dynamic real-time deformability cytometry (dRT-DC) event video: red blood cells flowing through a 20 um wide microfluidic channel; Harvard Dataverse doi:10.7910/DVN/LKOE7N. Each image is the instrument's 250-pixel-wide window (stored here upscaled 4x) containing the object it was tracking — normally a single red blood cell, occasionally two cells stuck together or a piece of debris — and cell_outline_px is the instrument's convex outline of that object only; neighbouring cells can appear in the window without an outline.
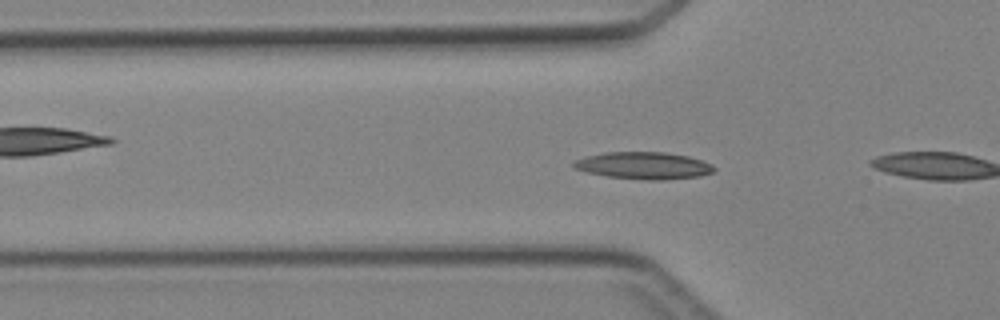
{"species": "Egyptian fruit bat (a non-hibernating species)", "species_latin": "Rousettus aegyptiacus", "temperature_condition": "cold", "stored_images_in_passage": 47, "camera_frame_rate_fps": 3000, "um_per_image_px": 0.085, "animal": {"sex": "female"}, "frame": {"image": 1, "passage_image": 15, "time_ms": 4.667, "image_size_px": [1000, 320], "cell_outline_px": [[716, 168], [712, 172], [700, 176], [664, 180], [648, 180], [608, 176], [588, 172], [572, 168], [572, 164], [576, 160], [588, 156], [604, 152], [664, 152], [688, 156], [712, 164]], "centroid_in_image_um": [54.72, 14.07], "position_along_channel_um": 71.1, "area_um2": 22.02}}
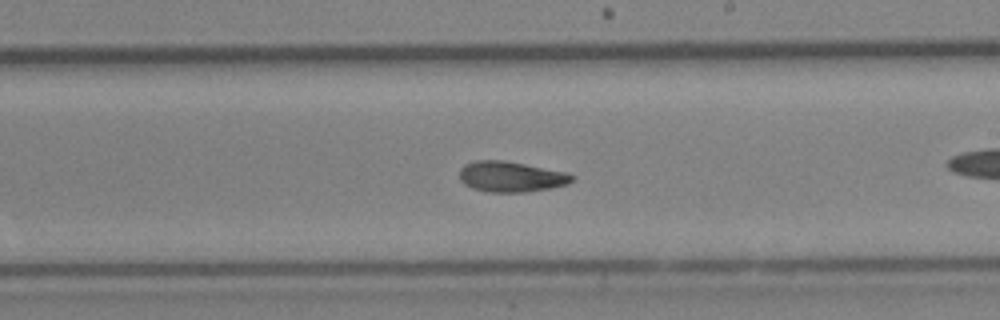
{"frame": {"image": 2, "passage_image": 27, "time_ms": 8.667, "image_size_px": [1000, 320], "cell_outline_px": [[576, 176], [568, 184], [548, 188], [524, 192], [488, 192], [472, 188], [464, 184], [460, 180], [460, 168], [464, 164], [476, 160], [504, 160], [568, 172]], "centroid_in_image_um": [43.43, 15.01], "position_along_channel_um": 245.6, "area_um2": 20.11}}
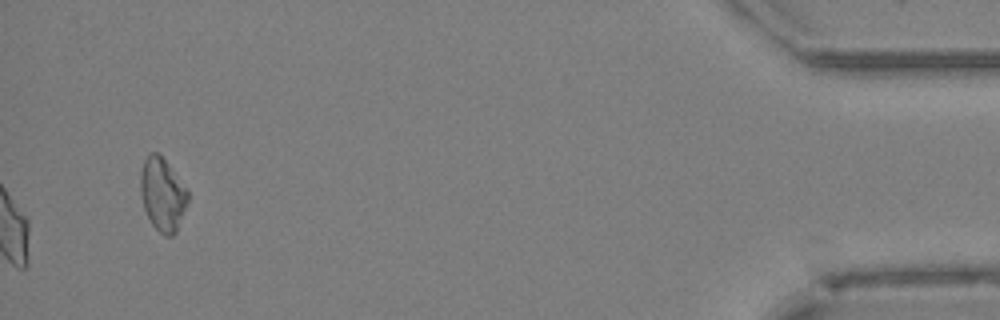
{"frame": {"image": 3, "passage_image": 47, "time_ms": 15.333, "image_size_px": [1000, 320], "cell_outline_px": [[188, 204], [176, 232], [172, 236], [164, 236], [152, 224], [144, 208], [140, 192], [140, 172], [144, 160], [152, 152], [160, 152], [188, 188]], "centroid_in_image_um": [13.84, 16.49], "position_along_channel_um": 421.4, "area_um2": 20.52}}